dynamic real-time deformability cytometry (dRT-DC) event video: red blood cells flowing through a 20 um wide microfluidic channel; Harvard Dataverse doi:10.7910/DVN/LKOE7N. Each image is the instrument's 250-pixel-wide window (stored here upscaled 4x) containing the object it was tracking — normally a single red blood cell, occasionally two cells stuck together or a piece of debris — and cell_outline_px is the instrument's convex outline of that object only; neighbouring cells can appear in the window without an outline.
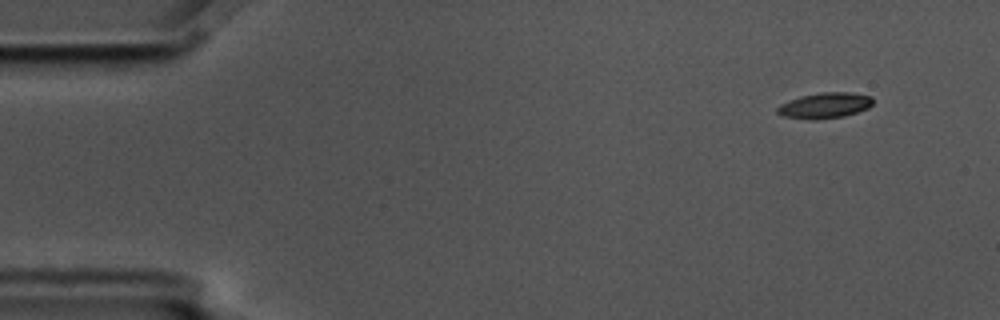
{"species": "common noctule bat (a hibernating species)", "species_latin": "Nyctalus noctula", "temperature_condition": "cold", "stored_images_in_passage": 4, "camera_frame_rate_fps": 3000, "um_per_image_px": 0.085, "animal": {"sex": "male", "body_mass_g": 17.5, "forearm_length_mm": 52.3}, "frame": {"image": 1, "passage_image": 1, "time_ms": 0.0, "image_size_px": [1000, 320], "cell_outline_px": [[872, 104], [868, 108], [844, 116], [816, 120], [808, 120], [784, 116], [776, 112], [776, 108], [780, 104], [788, 100], [800, 96], [820, 92], [848, 92], [872, 96]], "centroid_in_image_um": [70.07, 8.96], "position_along_channel_um": 14.9, "area_um2": 14.39}}
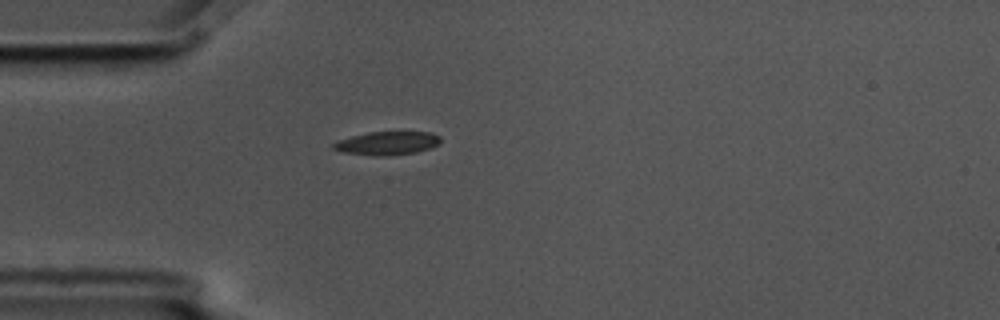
{"frame": {"image": 2, "passage_image": 4, "time_ms": 1.0, "image_size_px": [1000, 320], "cell_outline_px": [[440, 144], [432, 148], [416, 152], [384, 156], [372, 156], [344, 152], [332, 148], [332, 144], [336, 140], [368, 132], [432, 132], [440, 136]], "centroid_in_image_um": [32.92, 12.17], "position_along_channel_um": 52.1, "area_um2": 14.74}}